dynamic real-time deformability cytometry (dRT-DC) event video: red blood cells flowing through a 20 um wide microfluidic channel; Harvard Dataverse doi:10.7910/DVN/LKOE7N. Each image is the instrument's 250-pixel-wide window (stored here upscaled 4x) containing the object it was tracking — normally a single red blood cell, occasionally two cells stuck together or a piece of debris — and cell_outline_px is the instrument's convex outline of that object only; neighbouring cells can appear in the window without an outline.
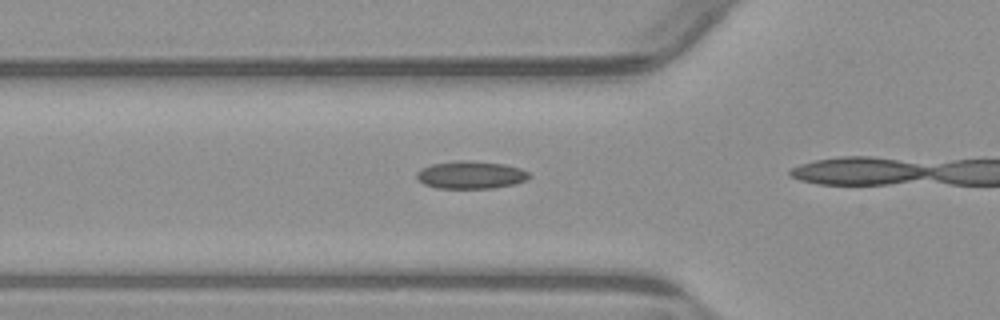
{"species": "common noctule bat (a hibernating species)", "species_latin": "Nyctalus noctula", "temperature_condition": "warm", "stored_images_in_passage": 16, "camera_frame_rate_fps": 3000, "um_per_image_px": 0.085, "animal": {"sex": "male", "body_mass_g": 23.1, "forearm_length_mm": 52.7}, "frame": {"image": 1, "passage_image": 5, "time_ms": 1.333, "image_size_px": [1000, 320], "cell_outline_px": [[532, 176], [524, 180], [512, 184], [492, 188], [436, 188], [424, 184], [416, 180], [416, 172], [432, 164], [464, 160], [504, 164], [520, 168], [528, 172]], "centroid_in_image_um": [39.99, 14.87], "position_along_channel_um": 85.8, "area_um2": 17.92}}
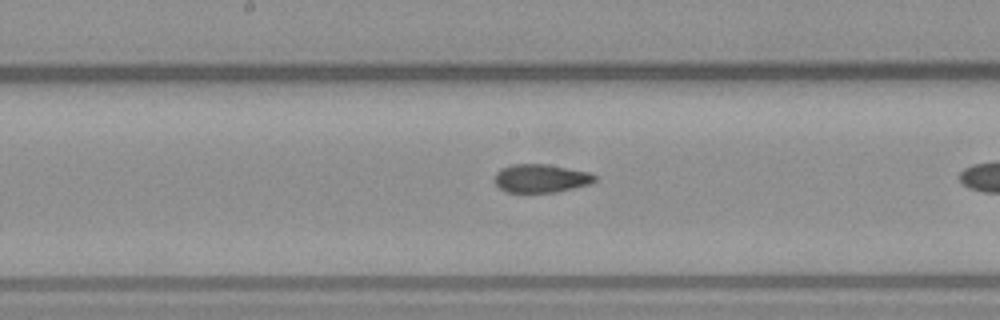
{"frame": {"image": 2, "passage_image": 14, "time_ms": 4.333, "image_size_px": [1000, 320], "cell_outline_px": [[596, 180], [588, 184], [556, 192], [508, 192], [500, 188], [496, 184], [496, 172], [500, 168], [512, 164], [544, 164], [588, 172], [596, 176]], "centroid_in_image_um": [45.95, 15.15], "position_along_channel_um": 202.3, "area_um2": 16.24}}